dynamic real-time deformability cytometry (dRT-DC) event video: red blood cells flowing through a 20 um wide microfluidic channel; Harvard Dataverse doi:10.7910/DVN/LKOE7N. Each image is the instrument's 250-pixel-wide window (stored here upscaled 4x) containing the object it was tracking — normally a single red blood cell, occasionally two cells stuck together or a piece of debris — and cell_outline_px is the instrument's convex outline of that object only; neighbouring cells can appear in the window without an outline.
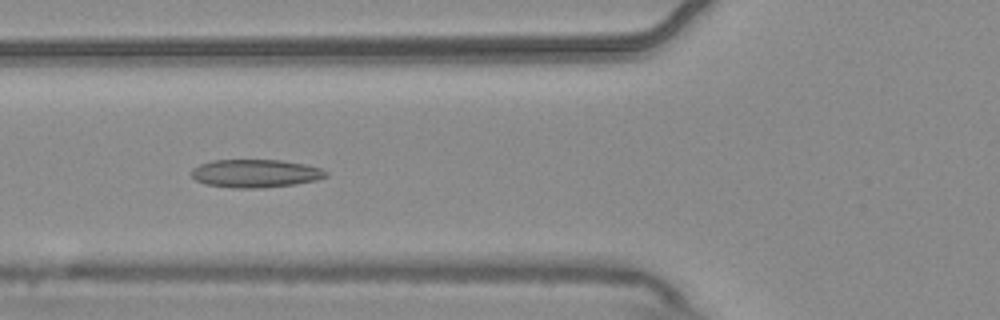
{"species": "common noctule bat (a hibernating species)", "species_latin": "Nyctalus noctula", "temperature_condition": "warm", "stored_images_in_passage": 8, "camera_frame_rate_fps": 3000, "um_per_image_px": 0.085, "animal": {"sex": "male", "body_mass_g": 20.4}, "frame": {"image": 1, "passage_image": 5, "time_ms": 1.333, "image_size_px": [1000, 320], "cell_outline_px": [[328, 176], [316, 180], [296, 184], [264, 188], [232, 188], [204, 184], [196, 180], [192, 176], [192, 168], [200, 164], [212, 160], [280, 160], [304, 164], [320, 168], [328, 172]], "centroid_in_image_um": [21.71, 14.75], "position_along_channel_um": 104.1, "area_um2": 22.14}}
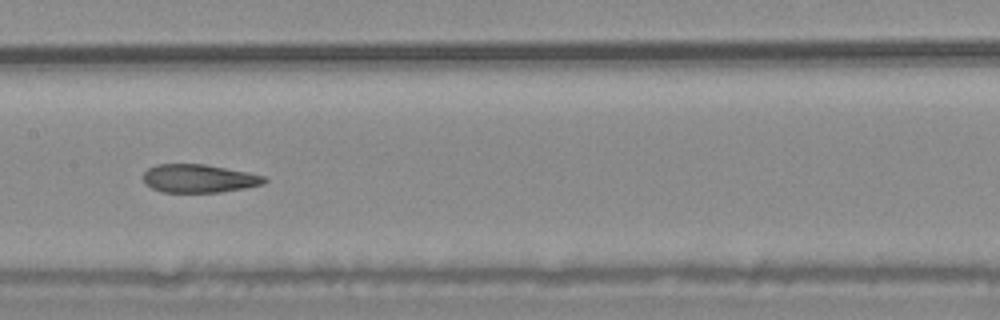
{"frame": {"image": 2, "passage_image": 7, "time_ms": 2.0, "image_size_px": [1000, 320], "cell_outline_px": [[268, 180], [264, 184], [244, 188], [220, 192], [160, 192], [144, 184], [144, 172], [148, 168], [156, 164], [204, 164], [248, 172], [268, 176]], "centroid_in_image_um": [16.93, 15.17], "position_along_channel_um": 190.5, "area_um2": 20.11}}
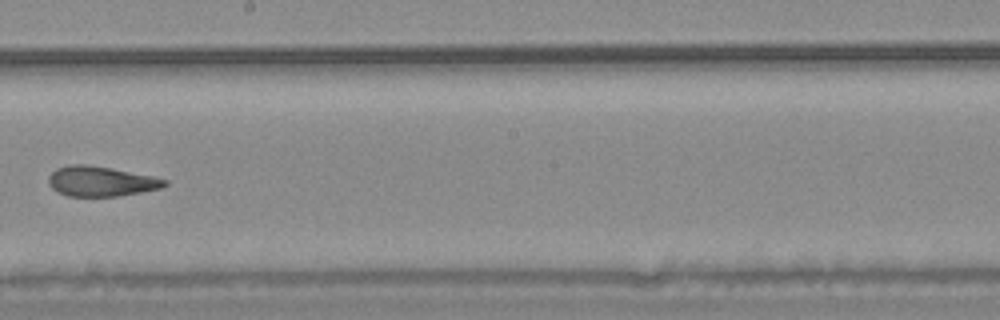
{"frame": {"image": 3, "passage_image": 8, "time_ms": 2.333, "image_size_px": [1000, 320], "cell_outline_px": [[168, 184], [160, 188], [140, 192], [116, 196], [68, 196], [56, 192], [52, 188], [48, 180], [48, 176], [56, 168], [68, 164], [88, 164], [112, 168], [152, 176], [168, 180]], "centroid_in_image_um": [8.54, 15.4], "position_along_channel_um": 239.7, "area_um2": 20.35}}